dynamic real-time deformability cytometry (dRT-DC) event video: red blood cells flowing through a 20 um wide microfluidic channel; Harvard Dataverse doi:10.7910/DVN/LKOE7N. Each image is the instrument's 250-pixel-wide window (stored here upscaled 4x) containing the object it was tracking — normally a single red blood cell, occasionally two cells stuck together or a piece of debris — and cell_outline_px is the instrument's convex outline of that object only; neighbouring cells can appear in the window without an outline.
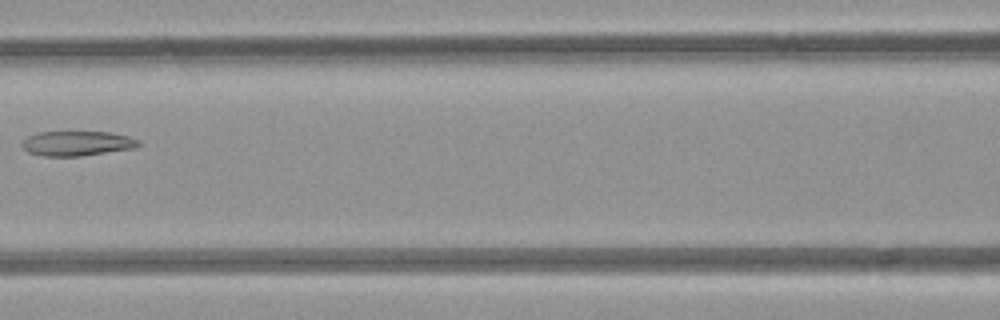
{"species": "common noctule bat (a hibernating species)", "species_latin": "Nyctalus noctula", "temperature_condition": "room temperature", "stored_images_in_passage": 4, "camera_frame_rate_fps": 3000, "um_per_image_px": 0.085, "animal": {"sex": "female", "body_mass_g": 21.9}, "frame": {"image": 1, "passage_image": 3, "time_ms": 2.333, "image_size_px": [1000, 320], "cell_outline_px": [[140, 144], [132, 148], [80, 156], [44, 156], [28, 152], [20, 144], [28, 136], [36, 132], [112, 132], [128, 136], [140, 140]], "centroid_in_image_um": [6.53, 12.18], "position_along_channel_um": 160.1, "area_um2": 16.7}}
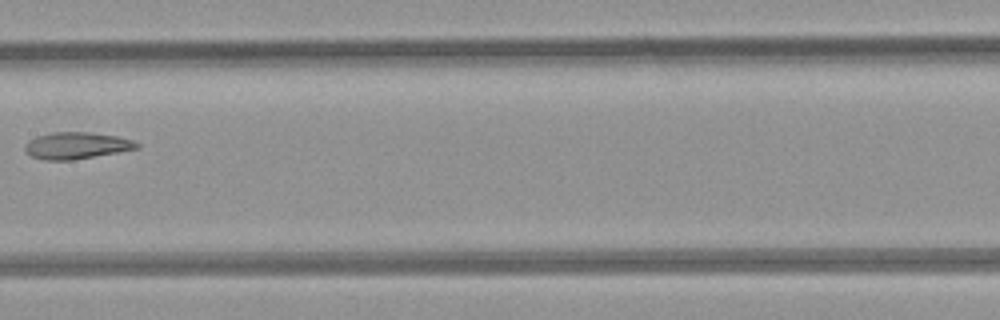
{"frame": {"image": 2, "passage_image": 4, "time_ms": 3.333, "image_size_px": [1000, 320], "cell_outline_px": [[140, 148], [72, 160], [44, 160], [32, 156], [24, 148], [24, 144], [28, 140], [36, 136], [52, 132], [88, 132], [116, 136], [132, 140], [140, 144]], "centroid_in_image_um": [6.49, 12.37], "position_along_channel_um": 200.9, "area_um2": 17.34}}